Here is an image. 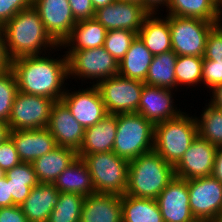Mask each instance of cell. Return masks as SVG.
Instances as JSON below:
<instances>
[{
    "label": "cell",
    "instance_id": "27",
    "mask_svg": "<svg viewBox=\"0 0 222 222\" xmlns=\"http://www.w3.org/2000/svg\"><path fill=\"white\" fill-rule=\"evenodd\" d=\"M107 32L106 28L95 18L77 21L70 37L63 43L62 48L65 47L66 50H85L103 47Z\"/></svg>",
    "mask_w": 222,
    "mask_h": 222
},
{
    "label": "cell",
    "instance_id": "18",
    "mask_svg": "<svg viewBox=\"0 0 222 222\" xmlns=\"http://www.w3.org/2000/svg\"><path fill=\"white\" fill-rule=\"evenodd\" d=\"M47 128L54 136L57 146L71 148L76 152L80 150L85 129L62 101L53 105Z\"/></svg>",
    "mask_w": 222,
    "mask_h": 222
},
{
    "label": "cell",
    "instance_id": "10",
    "mask_svg": "<svg viewBox=\"0 0 222 222\" xmlns=\"http://www.w3.org/2000/svg\"><path fill=\"white\" fill-rule=\"evenodd\" d=\"M144 82L123 76L99 81L98 88L108 114H124L137 112Z\"/></svg>",
    "mask_w": 222,
    "mask_h": 222
},
{
    "label": "cell",
    "instance_id": "12",
    "mask_svg": "<svg viewBox=\"0 0 222 222\" xmlns=\"http://www.w3.org/2000/svg\"><path fill=\"white\" fill-rule=\"evenodd\" d=\"M40 15L46 31L59 45L70 37L76 25L68 0H33L32 6Z\"/></svg>",
    "mask_w": 222,
    "mask_h": 222
},
{
    "label": "cell",
    "instance_id": "9",
    "mask_svg": "<svg viewBox=\"0 0 222 222\" xmlns=\"http://www.w3.org/2000/svg\"><path fill=\"white\" fill-rule=\"evenodd\" d=\"M189 205L197 221L222 222V183L212 175L188 179Z\"/></svg>",
    "mask_w": 222,
    "mask_h": 222
},
{
    "label": "cell",
    "instance_id": "7",
    "mask_svg": "<svg viewBox=\"0 0 222 222\" xmlns=\"http://www.w3.org/2000/svg\"><path fill=\"white\" fill-rule=\"evenodd\" d=\"M64 52L67 57L68 77L73 80H90V85H96L101 80L118 75L119 63L104 47Z\"/></svg>",
    "mask_w": 222,
    "mask_h": 222
},
{
    "label": "cell",
    "instance_id": "53",
    "mask_svg": "<svg viewBox=\"0 0 222 222\" xmlns=\"http://www.w3.org/2000/svg\"><path fill=\"white\" fill-rule=\"evenodd\" d=\"M218 5L222 3V0H214Z\"/></svg>",
    "mask_w": 222,
    "mask_h": 222
},
{
    "label": "cell",
    "instance_id": "50",
    "mask_svg": "<svg viewBox=\"0 0 222 222\" xmlns=\"http://www.w3.org/2000/svg\"><path fill=\"white\" fill-rule=\"evenodd\" d=\"M222 21V3L219 5V18H218V22Z\"/></svg>",
    "mask_w": 222,
    "mask_h": 222
},
{
    "label": "cell",
    "instance_id": "3",
    "mask_svg": "<svg viewBox=\"0 0 222 222\" xmlns=\"http://www.w3.org/2000/svg\"><path fill=\"white\" fill-rule=\"evenodd\" d=\"M174 177V166L152 150L129 161L125 194L156 200Z\"/></svg>",
    "mask_w": 222,
    "mask_h": 222
},
{
    "label": "cell",
    "instance_id": "45",
    "mask_svg": "<svg viewBox=\"0 0 222 222\" xmlns=\"http://www.w3.org/2000/svg\"><path fill=\"white\" fill-rule=\"evenodd\" d=\"M212 93L211 99L209 100V104H211L214 108L222 111V84L215 86L209 93ZM211 100V101H210Z\"/></svg>",
    "mask_w": 222,
    "mask_h": 222
},
{
    "label": "cell",
    "instance_id": "38",
    "mask_svg": "<svg viewBox=\"0 0 222 222\" xmlns=\"http://www.w3.org/2000/svg\"><path fill=\"white\" fill-rule=\"evenodd\" d=\"M33 6V0H0V28L17 12Z\"/></svg>",
    "mask_w": 222,
    "mask_h": 222
},
{
    "label": "cell",
    "instance_id": "51",
    "mask_svg": "<svg viewBox=\"0 0 222 222\" xmlns=\"http://www.w3.org/2000/svg\"><path fill=\"white\" fill-rule=\"evenodd\" d=\"M120 1L134 2V3H138V4H142L143 5V0H120Z\"/></svg>",
    "mask_w": 222,
    "mask_h": 222
},
{
    "label": "cell",
    "instance_id": "33",
    "mask_svg": "<svg viewBox=\"0 0 222 222\" xmlns=\"http://www.w3.org/2000/svg\"><path fill=\"white\" fill-rule=\"evenodd\" d=\"M85 197L77 193H59V200L47 222H80Z\"/></svg>",
    "mask_w": 222,
    "mask_h": 222
},
{
    "label": "cell",
    "instance_id": "40",
    "mask_svg": "<svg viewBox=\"0 0 222 222\" xmlns=\"http://www.w3.org/2000/svg\"><path fill=\"white\" fill-rule=\"evenodd\" d=\"M76 21L94 18L95 9L91 0H68Z\"/></svg>",
    "mask_w": 222,
    "mask_h": 222
},
{
    "label": "cell",
    "instance_id": "30",
    "mask_svg": "<svg viewBox=\"0 0 222 222\" xmlns=\"http://www.w3.org/2000/svg\"><path fill=\"white\" fill-rule=\"evenodd\" d=\"M167 15L199 18L218 23L219 5L214 0H169Z\"/></svg>",
    "mask_w": 222,
    "mask_h": 222
},
{
    "label": "cell",
    "instance_id": "35",
    "mask_svg": "<svg viewBox=\"0 0 222 222\" xmlns=\"http://www.w3.org/2000/svg\"><path fill=\"white\" fill-rule=\"evenodd\" d=\"M17 92V80L14 72L8 69L0 73V120L6 123H8Z\"/></svg>",
    "mask_w": 222,
    "mask_h": 222
},
{
    "label": "cell",
    "instance_id": "11",
    "mask_svg": "<svg viewBox=\"0 0 222 222\" xmlns=\"http://www.w3.org/2000/svg\"><path fill=\"white\" fill-rule=\"evenodd\" d=\"M55 100L17 92L10 117L9 130H28L48 127Z\"/></svg>",
    "mask_w": 222,
    "mask_h": 222
},
{
    "label": "cell",
    "instance_id": "25",
    "mask_svg": "<svg viewBox=\"0 0 222 222\" xmlns=\"http://www.w3.org/2000/svg\"><path fill=\"white\" fill-rule=\"evenodd\" d=\"M59 192L77 193L84 197L95 194L90 171L82 158L77 157L54 181Z\"/></svg>",
    "mask_w": 222,
    "mask_h": 222
},
{
    "label": "cell",
    "instance_id": "8",
    "mask_svg": "<svg viewBox=\"0 0 222 222\" xmlns=\"http://www.w3.org/2000/svg\"><path fill=\"white\" fill-rule=\"evenodd\" d=\"M215 25L199 18L169 15L172 51L182 56L203 57L208 33Z\"/></svg>",
    "mask_w": 222,
    "mask_h": 222
},
{
    "label": "cell",
    "instance_id": "46",
    "mask_svg": "<svg viewBox=\"0 0 222 222\" xmlns=\"http://www.w3.org/2000/svg\"><path fill=\"white\" fill-rule=\"evenodd\" d=\"M212 176L222 183V146L217 148Z\"/></svg>",
    "mask_w": 222,
    "mask_h": 222
},
{
    "label": "cell",
    "instance_id": "16",
    "mask_svg": "<svg viewBox=\"0 0 222 222\" xmlns=\"http://www.w3.org/2000/svg\"><path fill=\"white\" fill-rule=\"evenodd\" d=\"M164 222H196L189 205L188 180L174 177L156 198Z\"/></svg>",
    "mask_w": 222,
    "mask_h": 222
},
{
    "label": "cell",
    "instance_id": "31",
    "mask_svg": "<svg viewBox=\"0 0 222 222\" xmlns=\"http://www.w3.org/2000/svg\"><path fill=\"white\" fill-rule=\"evenodd\" d=\"M177 57L178 55L172 50L155 55L149 66L144 84L172 89L176 92L175 62Z\"/></svg>",
    "mask_w": 222,
    "mask_h": 222
},
{
    "label": "cell",
    "instance_id": "13",
    "mask_svg": "<svg viewBox=\"0 0 222 222\" xmlns=\"http://www.w3.org/2000/svg\"><path fill=\"white\" fill-rule=\"evenodd\" d=\"M70 91L66 88L61 101L84 129L95 125L108 114L100 92L95 85Z\"/></svg>",
    "mask_w": 222,
    "mask_h": 222
},
{
    "label": "cell",
    "instance_id": "42",
    "mask_svg": "<svg viewBox=\"0 0 222 222\" xmlns=\"http://www.w3.org/2000/svg\"><path fill=\"white\" fill-rule=\"evenodd\" d=\"M0 222H29L20 206L0 208Z\"/></svg>",
    "mask_w": 222,
    "mask_h": 222
},
{
    "label": "cell",
    "instance_id": "17",
    "mask_svg": "<svg viewBox=\"0 0 222 222\" xmlns=\"http://www.w3.org/2000/svg\"><path fill=\"white\" fill-rule=\"evenodd\" d=\"M175 90L144 85L137 113L149 120L153 125L178 117L182 110L174 103Z\"/></svg>",
    "mask_w": 222,
    "mask_h": 222
},
{
    "label": "cell",
    "instance_id": "19",
    "mask_svg": "<svg viewBox=\"0 0 222 222\" xmlns=\"http://www.w3.org/2000/svg\"><path fill=\"white\" fill-rule=\"evenodd\" d=\"M9 137L22 162L32 163L37 158L51 152L57 147L54 136L48 128L12 130Z\"/></svg>",
    "mask_w": 222,
    "mask_h": 222
},
{
    "label": "cell",
    "instance_id": "29",
    "mask_svg": "<svg viewBox=\"0 0 222 222\" xmlns=\"http://www.w3.org/2000/svg\"><path fill=\"white\" fill-rule=\"evenodd\" d=\"M5 174L13 203L15 206H21L29 196L31 188L39 184L33 165L32 163L21 162L7 170Z\"/></svg>",
    "mask_w": 222,
    "mask_h": 222
},
{
    "label": "cell",
    "instance_id": "5",
    "mask_svg": "<svg viewBox=\"0 0 222 222\" xmlns=\"http://www.w3.org/2000/svg\"><path fill=\"white\" fill-rule=\"evenodd\" d=\"M154 148V125L137 112L117 114L113 152L131 161Z\"/></svg>",
    "mask_w": 222,
    "mask_h": 222
},
{
    "label": "cell",
    "instance_id": "49",
    "mask_svg": "<svg viewBox=\"0 0 222 222\" xmlns=\"http://www.w3.org/2000/svg\"><path fill=\"white\" fill-rule=\"evenodd\" d=\"M95 10L112 4L115 0H91Z\"/></svg>",
    "mask_w": 222,
    "mask_h": 222
},
{
    "label": "cell",
    "instance_id": "15",
    "mask_svg": "<svg viewBox=\"0 0 222 222\" xmlns=\"http://www.w3.org/2000/svg\"><path fill=\"white\" fill-rule=\"evenodd\" d=\"M217 148L197 135L183 157L174 166L175 176L186 180L211 176Z\"/></svg>",
    "mask_w": 222,
    "mask_h": 222
},
{
    "label": "cell",
    "instance_id": "28",
    "mask_svg": "<svg viewBox=\"0 0 222 222\" xmlns=\"http://www.w3.org/2000/svg\"><path fill=\"white\" fill-rule=\"evenodd\" d=\"M122 222H164L158 203L154 199L121 196Z\"/></svg>",
    "mask_w": 222,
    "mask_h": 222
},
{
    "label": "cell",
    "instance_id": "34",
    "mask_svg": "<svg viewBox=\"0 0 222 222\" xmlns=\"http://www.w3.org/2000/svg\"><path fill=\"white\" fill-rule=\"evenodd\" d=\"M203 57L178 55L175 62L176 91L177 87H196L202 84Z\"/></svg>",
    "mask_w": 222,
    "mask_h": 222
},
{
    "label": "cell",
    "instance_id": "1",
    "mask_svg": "<svg viewBox=\"0 0 222 222\" xmlns=\"http://www.w3.org/2000/svg\"><path fill=\"white\" fill-rule=\"evenodd\" d=\"M49 54L18 57L11 61L10 69L15 74L19 92L57 102L65 93V80L69 79L67 57L66 53L60 59Z\"/></svg>",
    "mask_w": 222,
    "mask_h": 222
},
{
    "label": "cell",
    "instance_id": "48",
    "mask_svg": "<svg viewBox=\"0 0 222 222\" xmlns=\"http://www.w3.org/2000/svg\"><path fill=\"white\" fill-rule=\"evenodd\" d=\"M9 131L8 124L0 120V143L9 137Z\"/></svg>",
    "mask_w": 222,
    "mask_h": 222
},
{
    "label": "cell",
    "instance_id": "22",
    "mask_svg": "<svg viewBox=\"0 0 222 222\" xmlns=\"http://www.w3.org/2000/svg\"><path fill=\"white\" fill-rule=\"evenodd\" d=\"M117 132V115L107 114L95 125L85 129L84 139L77 154H94L113 151Z\"/></svg>",
    "mask_w": 222,
    "mask_h": 222
},
{
    "label": "cell",
    "instance_id": "39",
    "mask_svg": "<svg viewBox=\"0 0 222 222\" xmlns=\"http://www.w3.org/2000/svg\"><path fill=\"white\" fill-rule=\"evenodd\" d=\"M21 162L15 144L10 137L0 143V168L2 170L6 172Z\"/></svg>",
    "mask_w": 222,
    "mask_h": 222
},
{
    "label": "cell",
    "instance_id": "4",
    "mask_svg": "<svg viewBox=\"0 0 222 222\" xmlns=\"http://www.w3.org/2000/svg\"><path fill=\"white\" fill-rule=\"evenodd\" d=\"M182 112L178 117L154 125V148L167 163L175 166L198 135L194 116Z\"/></svg>",
    "mask_w": 222,
    "mask_h": 222
},
{
    "label": "cell",
    "instance_id": "6",
    "mask_svg": "<svg viewBox=\"0 0 222 222\" xmlns=\"http://www.w3.org/2000/svg\"><path fill=\"white\" fill-rule=\"evenodd\" d=\"M87 165L95 193L122 196L126 193L129 161L113 151L78 154Z\"/></svg>",
    "mask_w": 222,
    "mask_h": 222
},
{
    "label": "cell",
    "instance_id": "2",
    "mask_svg": "<svg viewBox=\"0 0 222 222\" xmlns=\"http://www.w3.org/2000/svg\"><path fill=\"white\" fill-rule=\"evenodd\" d=\"M1 29L11 61L18 57L42 55L53 49H62L48 34L40 15L33 7L17 12Z\"/></svg>",
    "mask_w": 222,
    "mask_h": 222
},
{
    "label": "cell",
    "instance_id": "52",
    "mask_svg": "<svg viewBox=\"0 0 222 222\" xmlns=\"http://www.w3.org/2000/svg\"><path fill=\"white\" fill-rule=\"evenodd\" d=\"M6 176L5 171L0 168V179Z\"/></svg>",
    "mask_w": 222,
    "mask_h": 222
},
{
    "label": "cell",
    "instance_id": "36",
    "mask_svg": "<svg viewBox=\"0 0 222 222\" xmlns=\"http://www.w3.org/2000/svg\"><path fill=\"white\" fill-rule=\"evenodd\" d=\"M137 33L129 30H109L104 41V48L119 63L129 50Z\"/></svg>",
    "mask_w": 222,
    "mask_h": 222
},
{
    "label": "cell",
    "instance_id": "37",
    "mask_svg": "<svg viewBox=\"0 0 222 222\" xmlns=\"http://www.w3.org/2000/svg\"><path fill=\"white\" fill-rule=\"evenodd\" d=\"M202 67L222 68V27L216 24L208 33Z\"/></svg>",
    "mask_w": 222,
    "mask_h": 222
},
{
    "label": "cell",
    "instance_id": "32",
    "mask_svg": "<svg viewBox=\"0 0 222 222\" xmlns=\"http://www.w3.org/2000/svg\"><path fill=\"white\" fill-rule=\"evenodd\" d=\"M207 104L205 108L203 107L204 111L202 110L201 115L195 116L198 135L219 147L222 146V111Z\"/></svg>",
    "mask_w": 222,
    "mask_h": 222
},
{
    "label": "cell",
    "instance_id": "20",
    "mask_svg": "<svg viewBox=\"0 0 222 222\" xmlns=\"http://www.w3.org/2000/svg\"><path fill=\"white\" fill-rule=\"evenodd\" d=\"M80 222H122L121 196L88 195L83 202Z\"/></svg>",
    "mask_w": 222,
    "mask_h": 222
},
{
    "label": "cell",
    "instance_id": "26",
    "mask_svg": "<svg viewBox=\"0 0 222 222\" xmlns=\"http://www.w3.org/2000/svg\"><path fill=\"white\" fill-rule=\"evenodd\" d=\"M153 57L154 55L137 35L119 62L118 74L125 78L144 82Z\"/></svg>",
    "mask_w": 222,
    "mask_h": 222
},
{
    "label": "cell",
    "instance_id": "21",
    "mask_svg": "<svg viewBox=\"0 0 222 222\" xmlns=\"http://www.w3.org/2000/svg\"><path fill=\"white\" fill-rule=\"evenodd\" d=\"M59 191L53 183H39L31 188L29 196L20 206L29 222H47L59 200Z\"/></svg>",
    "mask_w": 222,
    "mask_h": 222
},
{
    "label": "cell",
    "instance_id": "43",
    "mask_svg": "<svg viewBox=\"0 0 222 222\" xmlns=\"http://www.w3.org/2000/svg\"><path fill=\"white\" fill-rule=\"evenodd\" d=\"M14 206L7 177L0 179V208Z\"/></svg>",
    "mask_w": 222,
    "mask_h": 222
},
{
    "label": "cell",
    "instance_id": "44",
    "mask_svg": "<svg viewBox=\"0 0 222 222\" xmlns=\"http://www.w3.org/2000/svg\"><path fill=\"white\" fill-rule=\"evenodd\" d=\"M10 65L11 60L6 52L4 34L0 28V73L10 69Z\"/></svg>",
    "mask_w": 222,
    "mask_h": 222
},
{
    "label": "cell",
    "instance_id": "47",
    "mask_svg": "<svg viewBox=\"0 0 222 222\" xmlns=\"http://www.w3.org/2000/svg\"><path fill=\"white\" fill-rule=\"evenodd\" d=\"M169 3V0H143V7L149 12V13H160L158 8L163 7L167 8V5ZM166 6V7H165Z\"/></svg>",
    "mask_w": 222,
    "mask_h": 222
},
{
    "label": "cell",
    "instance_id": "14",
    "mask_svg": "<svg viewBox=\"0 0 222 222\" xmlns=\"http://www.w3.org/2000/svg\"><path fill=\"white\" fill-rule=\"evenodd\" d=\"M149 12L142 4L115 0L95 10L94 18L109 30H129L138 34Z\"/></svg>",
    "mask_w": 222,
    "mask_h": 222
},
{
    "label": "cell",
    "instance_id": "41",
    "mask_svg": "<svg viewBox=\"0 0 222 222\" xmlns=\"http://www.w3.org/2000/svg\"><path fill=\"white\" fill-rule=\"evenodd\" d=\"M202 84L209 90L222 84V68L220 67H202Z\"/></svg>",
    "mask_w": 222,
    "mask_h": 222
},
{
    "label": "cell",
    "instance_id": "23",
    "mask_svg": "<svg viewBox=\"0 0 222 222\" xmlns=\"http://www.w3.org/2000/svg\"><path fill=\"white\" fill-rule=\"evenodd\" d=\"M159 14L149 13L137 34L154 56L172 50L169 15Z\"/></svg>",
    "mask_w": 222,
    "mask_h": 222
},
{
    "label": "cell",
    "instance_id": "24",
    "mask_svg": "<svg viewBox=\"0 0 222 222\" xmlns=\"http://www.w3.org/2000/svg\"><path fill=\"white\" fill-rule=\"evenodd\" d=\"M78 157L75 150L57 146L32 162L39 183H54L57 177Z\"/></svg>",
    "mask_w": 222,
    "mask_h": 222
}]
</instances>
